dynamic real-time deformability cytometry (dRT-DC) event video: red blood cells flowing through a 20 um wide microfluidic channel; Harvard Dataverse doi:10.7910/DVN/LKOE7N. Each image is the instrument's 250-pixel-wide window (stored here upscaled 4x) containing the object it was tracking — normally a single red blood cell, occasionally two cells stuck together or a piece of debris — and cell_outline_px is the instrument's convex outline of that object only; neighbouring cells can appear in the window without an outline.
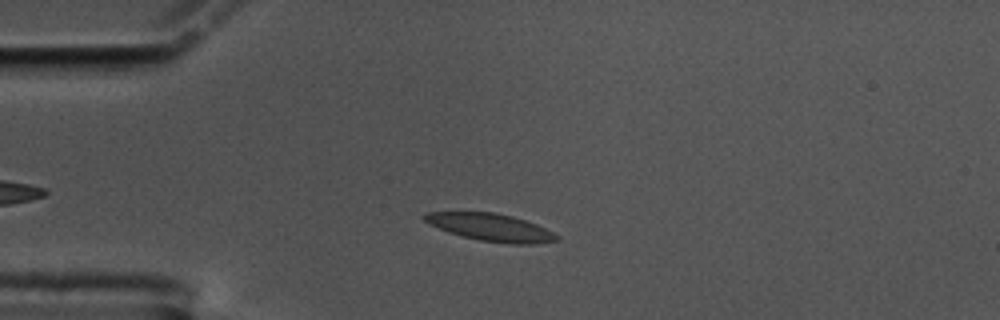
{"species": "common noctule bat (a hibernating species)", "species_latin": "Nyctalus noctula", "temperature_condition": "cold", "stored_images_in_passage": 46, "camera_frame_rate_fps": 3000, "um_per_image_px": 0.085, "animal": {"sex": "male", "body_mass_g": 17.5, "forearm_length_mm": 52.3}, "frame": {"image": 1, "passage_image": 11, "time_ms": 3.333, "image_size_px": [1000, 320], "cell_outline_px": [[560, 240], [532, 244], [508, 244], [480, 240], [448, 232], [428, 224], [424, 220], [424, 212], [496, 212], [512, 216], [536, 224], [560, 236]], "centroid_in_image_um": [41.71, 19.32], "position_along_channel_um": 43.3, "area_um2": 21.1}}
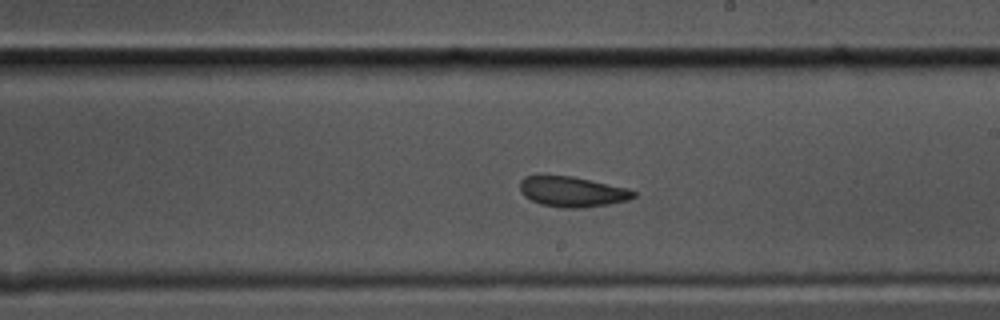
{"frame": {"image": 2, "passage_image": 30, "time_ms": 9.667, "image_size_px": [1000, 320], "cell_outline_px": [[636, 196], [628, 200], [608, 204], [584, 208], [560, 208], [540, 204], [524, 196], [520, 192], [520, 180], [524, 176], [544, 172], [572, 176], [624, 188], [636, 192]], "centroid_in_image_um": [48.53, 16.26], "position_along_channel_um": 240.5, "area_um2": 20.58}}
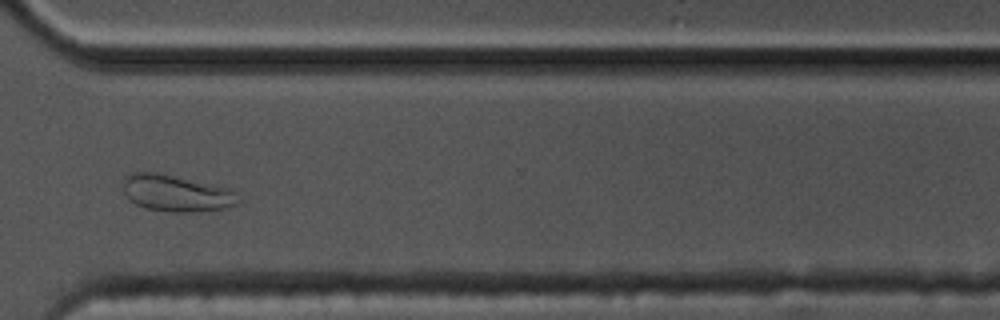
{"frame": {"image": 3, "passage_image": 40, "time_ms": 13.0, "image_size_px": [1000, 320], "cell_outline_px": [[240, 200], [236, 204], [224, 208], [196, 212], [168, 212], [144, 208], [136, 204], [124, 192], [124, 176], [132, 172], [156, 172], [232, 188], [236, 192]], "centroid_in_image_um": [15.01, 16.42], "position_along_channel_um": 355.6, "area_um2": 24.68}, "authors_computed_cell_mechanics": {"area_um2": 20.6057, "velocity_mm_per_s": 3.4436, "shape_relaxation_time_tau1_ms": 5.1439, "shape_relaxation_time_tau2_ms": 1.6949, "deformation_change_tau1": 0.1348, "deformation_change_tau2": 0.0814}}